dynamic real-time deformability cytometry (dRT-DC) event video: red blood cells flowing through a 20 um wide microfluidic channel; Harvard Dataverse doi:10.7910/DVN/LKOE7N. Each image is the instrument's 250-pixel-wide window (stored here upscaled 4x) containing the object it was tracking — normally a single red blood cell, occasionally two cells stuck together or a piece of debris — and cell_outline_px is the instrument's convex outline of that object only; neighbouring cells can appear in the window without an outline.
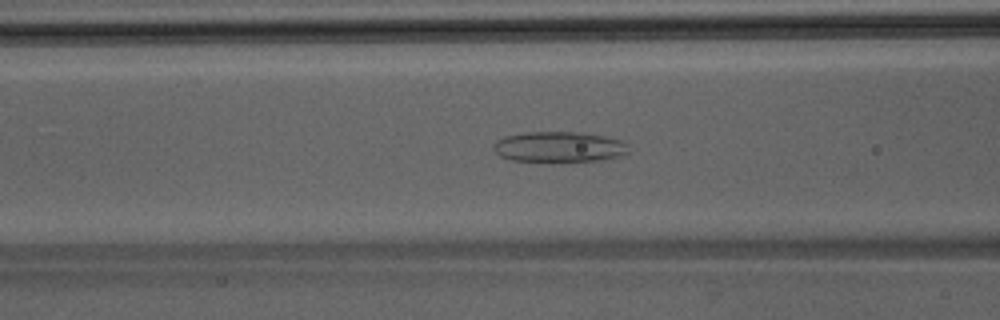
{"species": "Egyptian fruit bat (a non-hibernating species)", "species_latin": "Rousettus aegyptiacus", "temperature_condition": "room temperature", "stored_images_in_passage": 49, "camera_frame_rate_fps": 3000, "um_per_image_px": 0.085, "animal": {"sex": "male"}, "frame": {"image": 1, "passage_image": 19, "time_ms": 6.0, "image_size_px": [1000, 320], "cell_outline_px": [[632, 152], [620, 156], [604, 160], [512, 160], [500, 156], [492, 148], [492, 144], [496, 140], [504, 136], [524, 132], [580, 132], [628, 140]], "centroid_in_image_um": [47.61, 12.46], "position_along_channel_um": 119.0, "area_um2": 24.22}}
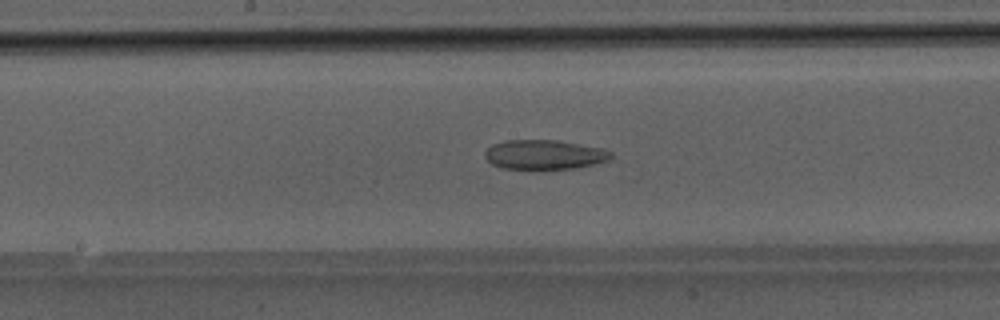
{"frame": {"image": 2, "passage_image": 25, "time_ms": 8.0, "image_size_px": [1000, 320], "cell_outline_px": [[612, 156], [608, 160], [576, 168], [532, 172], [504, 168], [492, 164], [484, 156], [484, 152], [492, 144], [504, 140], [556, 140], [604, 148], [612, 152]], "centroid_in_image_um": [46.24, 13.18], "position_along_channel_um": 202.0, "area_um2": 22.48}}
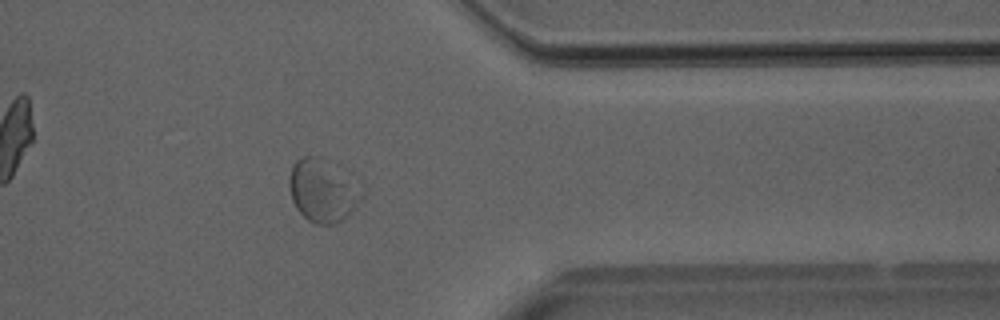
{"frame": {"image": 3, "passage_image": 39, "time_ms": 12.667, "image_size_px": [1000, 320], "cell_outline_px": [[364, 196], [352, 212], [348, 216], [332, 224], [316, 224], [308, 220], [296, 208], [292, 200], [288, 184], [288, 180], [292, 164], [300, 156], [320, 156], [340, 164], [352, 172], [360, 180], [364, 192]], "centroid_in_image_um": [27.52, 16.11], "position_along_channel_um": 383.9, "area_um2": 28.03}}